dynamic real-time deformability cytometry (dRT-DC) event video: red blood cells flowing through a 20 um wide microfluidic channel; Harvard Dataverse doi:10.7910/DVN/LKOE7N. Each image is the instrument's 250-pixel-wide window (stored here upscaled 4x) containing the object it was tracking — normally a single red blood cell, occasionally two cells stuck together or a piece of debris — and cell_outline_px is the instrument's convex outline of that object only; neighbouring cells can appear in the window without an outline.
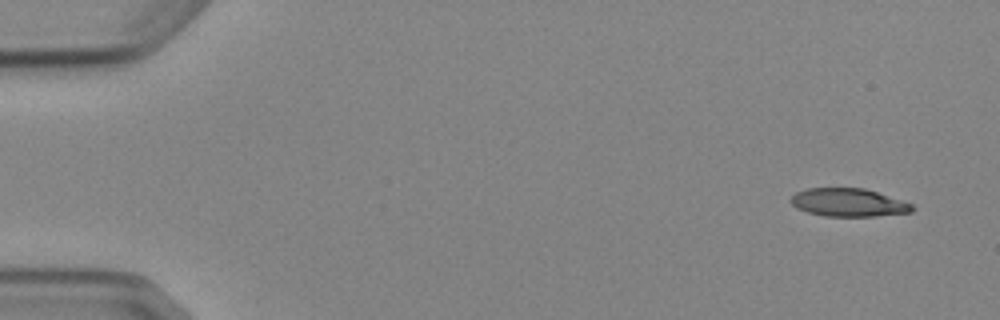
{"species": "Egyptian fruit bat (a non-hibernating species)", "species_latin": "Rousettus aegyptiacus", "temperature_condition": "cold", "stored_images_in_passage": 7, "camera_frame_rate_fps": 3000, "um_per_image_px": 0.085, "animal": {"sex": "female"}, "frame": {"image": 1, "passage_image": 1, "time_ms": 0.0, "image_size_px": [1000, 320], "cell_outline_px": [[916, 208], [912, 212], [876, 216], [824, 216], [808, 212], [796, 208], [788, 200], [796, 192], [808, 188], [864, 188], [912, 204]], "centroid_in_image_um": [72.09, 17.22], "position_along_channel_um": 12.9, "area_um2": 19.83}}
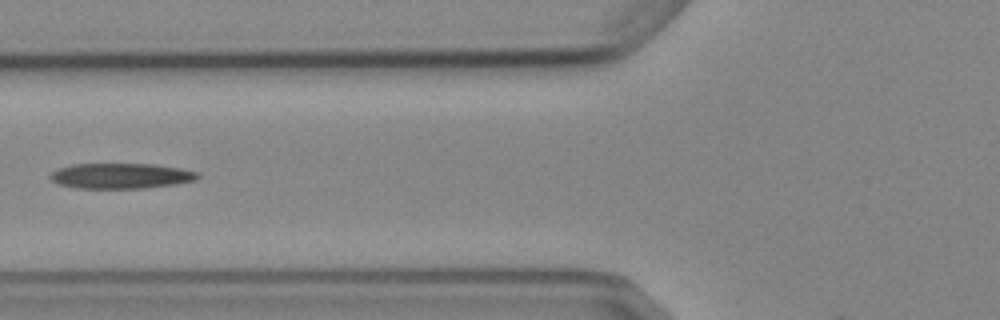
{"frame": {"image": 2, "passage_image": 6, "time_ms": 6.0, "image_size_px": [1000, 320], "cell_outline_px": [[200, 176], [196, 180], [176, 184], [144, 188], [76, 188], [60, 184], [52, 180], [48, 176], [52, 172], [60, 168], [72, 164], [152, 164], [180, 168], [200, 172]], "centroid_in_image_um": [10.31, 14.95], "position_along_channel_um": 115.5, "area_um2": 21.79}}
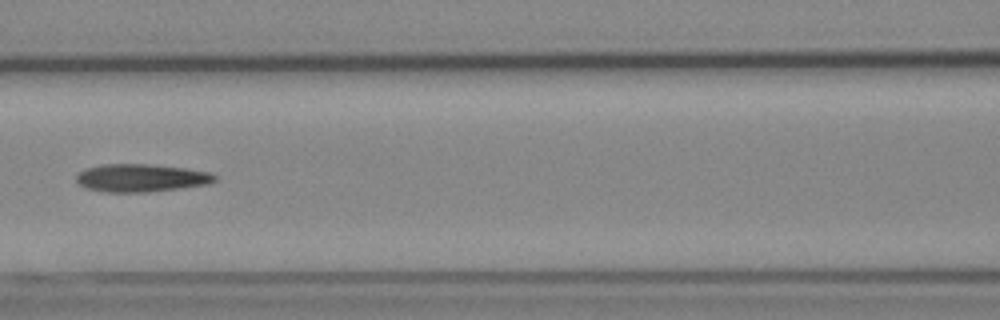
{"frame": {"image": 3, "passage_image": 7, "time_ms": 7.0, "image_size_px": [1000, 320], "cell_outline_px": [[216, 180], [208, 184], [148, 192], [108, 192], [88, 188], [80, 184], [76, 180], [76, 176], [84, 168], [100, 164], [148, 164], [184, 168], [208, 172], [216, 176]], "centroid_in_image_um": [11.97, 15.11], "position_along_channel_um": 154.6, "area_um2": 22.25}}